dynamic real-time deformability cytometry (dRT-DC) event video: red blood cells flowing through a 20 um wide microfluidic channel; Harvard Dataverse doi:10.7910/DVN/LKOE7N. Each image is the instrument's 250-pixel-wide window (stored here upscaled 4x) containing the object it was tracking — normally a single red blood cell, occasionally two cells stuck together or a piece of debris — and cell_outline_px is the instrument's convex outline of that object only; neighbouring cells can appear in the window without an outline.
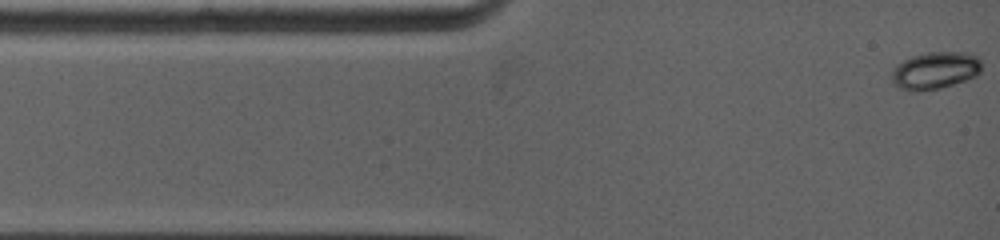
{"species": "common noctule bat (a hibernating species)", "species_latin": "Nyctalus noctula", "temperature_condition": "warm", "stored_images_in_passage": 65, "camera_frame_rate_fps": 5000, "um_per_image_px": 0.085, "animal": {"sex": "female", "body_mass_g": 19.0, "forearm_length_mm": 53.3}, "frame": {"image": 1, "passage_image": 1, "time_ms": 0.0, "image_size_px": [1000, 240], "cell_outline_px": [[980, 72], [976, 76], [940, 88], [916, 92], [912, 92], [896, 88], [892, 84], [892, 72], [896, 64], [912, 56], [924, 52], [968, 52], [980, 56]], "centroid_in_image_um": [79.45, 5.99], "position_along_channel_um": 5.5, "area_um2": 19.83}}
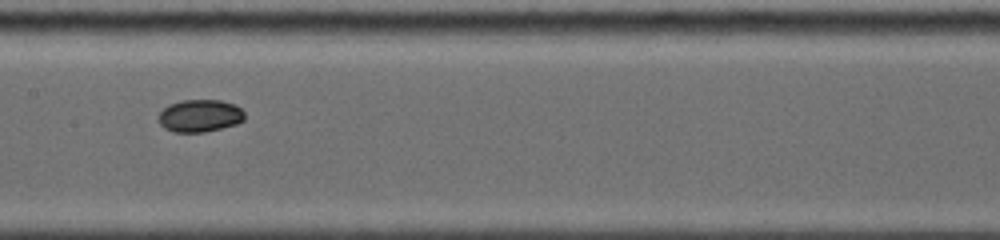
{"frame": {"image": 2, "passage_image": 32, "time_ms": 6.0, "image_size_px": [1000, 240], "cell_outline_px": [[244, 120], [236, 124], [204, 132], [172, 132], [164, 128], [160, 124], [160, 112], [168, 104], [184, 100], [220, 100], [236, 104], [244, 112]], "centroid_in_image_um": [17.0, 9.83], "position_along_channel_um": 190.4, "area_um2": 16.24}}
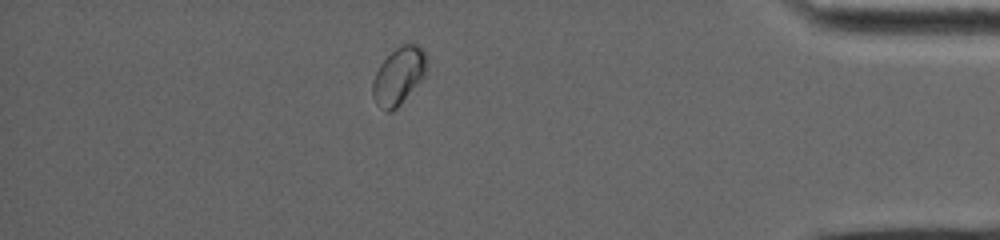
{"frame": {"image": 3, "passage_image": 57, "time_ms": 12.4, "image_size_px": [1000, 240], "cell_outline_px": [[428, 56], [424, 76], [400, 104], [392, 112], [384, 112], [376, 104], [372, 96], [372, 80], [380, 64], [396, 48], [404, 44], [416, 44]], "centroid_in_image_um": [33.86, 6.48], "position_along_channel_um": 401.3, "area_um2": 17.92}, "authors_computed_cell_mechanics": {"area_um2": 16.6464, "velocity_mm_per_s": 3.964, "shape_relaxation_time_tau1_ms": 3.6824, "shape_relaxation_time_tau2_ms": null, "deformation_change_tau1": 0.0418, "deformation_change_tau2": null}}